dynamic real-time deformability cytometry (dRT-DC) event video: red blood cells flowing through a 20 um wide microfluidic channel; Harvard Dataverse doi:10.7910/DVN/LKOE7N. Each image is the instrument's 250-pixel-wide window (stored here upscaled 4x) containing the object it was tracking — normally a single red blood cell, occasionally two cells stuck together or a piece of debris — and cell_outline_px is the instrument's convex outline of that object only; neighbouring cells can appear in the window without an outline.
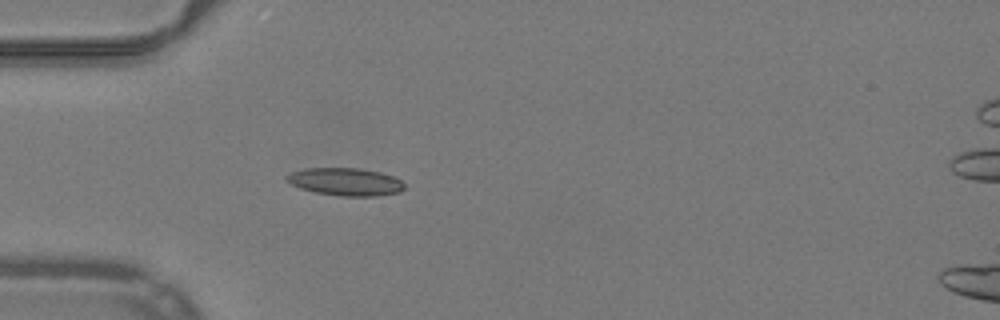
{"species": "common noctule bat (a hibernating species)", "species_latin": "Nyctalus noctula", "temperature_condition": "warm", "stored_images_in_passage": 37, "camera_frame_rate_fps": 3000, "um_per_image_px": 0.085, "animal": {"sex": "male", "body_mass_g": 19.2, "forearm_length_mm": 51.8}, "frame": {"image": 1, "passage_image": 3, "time_ms": 0.667, "image_size_px": [1000, 320], "cell_outline_px": [[404, 188], [400, 192], [376, 196], [340, 196], [316, 192], [300, 188], [284, 180], [284, 176], [292, 172], [304, 168], [360, 168], [380, 172], [392, 176], [400, 180], [404, 184]], "centroid_in_image_um": [29.34, 15.44], "position_along_channel_um": 55.7, "area_um2": 19.02}}
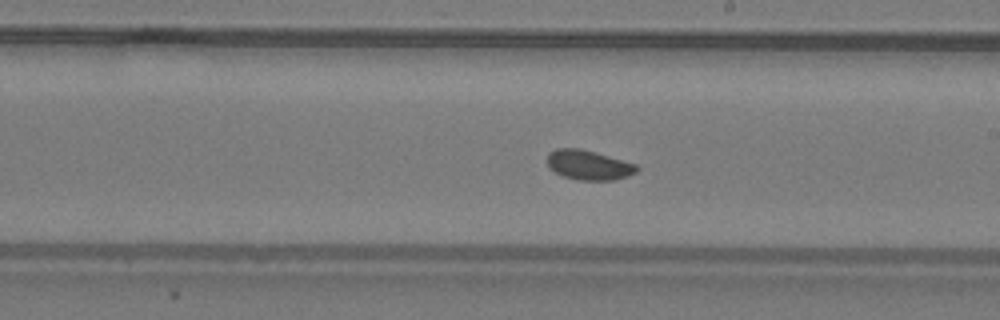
{"frame": {"image": 2, "passage_image": 14, "time_ms": 4.333, "image_size_px": [1000, 320], "cell_outline_px": [[640, 168], [636, 172], [628, 176], [616, 180], [580, 180], [564, 176], [548, 168], [548, 152], [556, 148], [580, 148], [636, 164]], "centroid_in_image_um": [50.03, 14.03], "position_along_channel_um": 239.0, "area_um2": 15.43}}
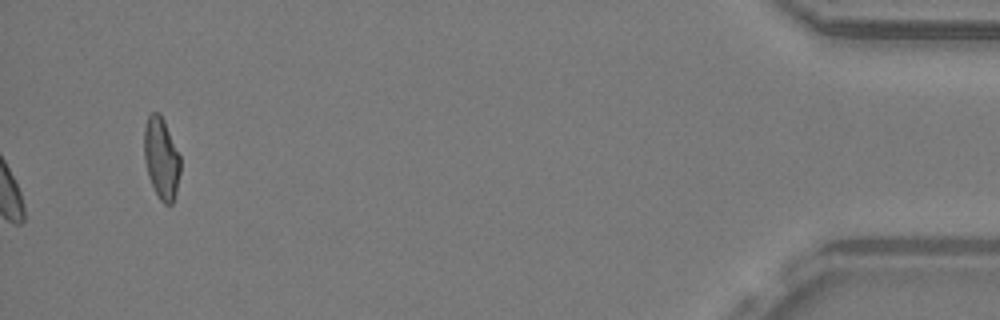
{"frame": {"image": 3, "passage_image": 37, "time_ms": 12.0, "image_size_px": [1000, 320], "cell_outline_px": [[180, 172], [176, 192], [172, 204], [164, 204], [160, 200], [148, 176], [144, 160], [144, 128], [148, 116], [152, 112], [160, 112], [164, 120], [180, 156]], "centroid_in_image_um": [13.71, 13.44], "position_along_channel_um": 421.5, "area_um2": 17.17}}